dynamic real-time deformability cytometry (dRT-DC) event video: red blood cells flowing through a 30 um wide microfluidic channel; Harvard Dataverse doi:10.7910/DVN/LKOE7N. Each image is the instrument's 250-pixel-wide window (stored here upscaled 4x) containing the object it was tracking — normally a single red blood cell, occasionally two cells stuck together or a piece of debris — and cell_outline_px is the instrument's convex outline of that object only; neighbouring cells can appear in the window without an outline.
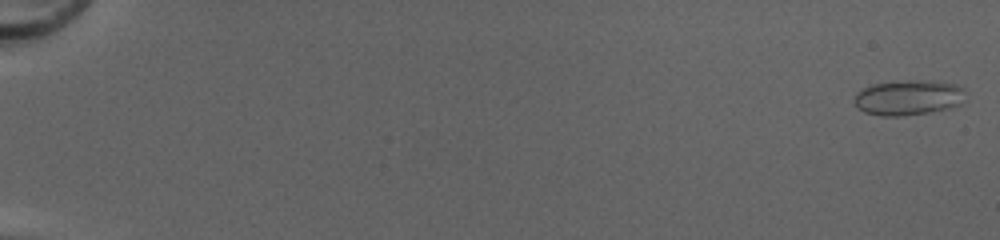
{"species": "common noctule bat (a hibernating species)", "species_latin": "Nyctalus noctula", "temperature_condition": "cold", "stored_images_in_passage": 51, "camera_frame_rate_fps": 3000, "um_per_image_px": 0.085, "animal": {"sex": "female", "body_mass_g": 20.0, "forearm_length_mm": 54.0}, "frame": {"image": 1, "passage_image": 1, "time_ms": 0.0, "image_size_px": [1000, 240], "cell_outline_px": [[964, 104], [948, 108], [928, 112], [904, 116], [880, 116], [864, 112], [856, 108], [856, 92], [872, 84], [892, 80], [932, 80], [956, 84], [964, 88]], "centroid_in_image_um": [77.23, 8.28], "position_along_channel_um": 7.8, "area_um2": 23.24}}
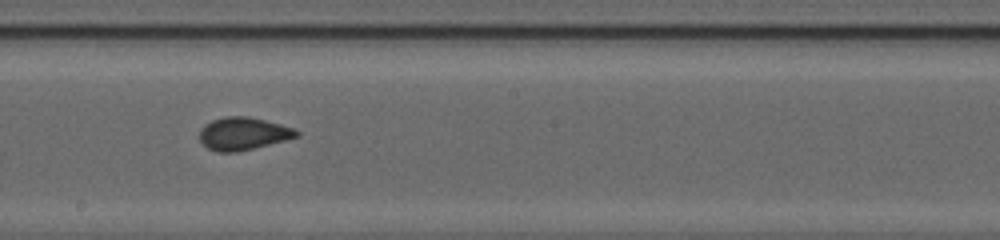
{"frame": {"image": 2, "passage_image": 31, "time_ms": 10.0, "image_size_px": [1000, 240], "cell_outline_px": [[300, 136], [236, 152], [216, 152], [208, 148], [200, 140], [200, 128], [204, 124], [212, 120], [224, 116], [248, 116], [296, 128], [300, 132]], "centroid_in_image_um": [20.66, 11.35], "position_along_channel_um": 227.5, "area_um2": 18.44}}
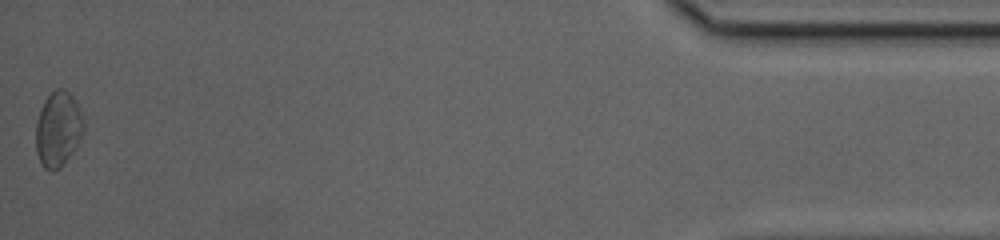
{"frame": {"image": 3, "passage_image": 51, "time_ms": 16.667, "image_size_px": [1000, 240], "cell_outline_px": [[84, 132], [76, 148], [60, 168], [52, 172], [48, 172], [40, 164], [36, 152], [36, 124], [40, 108], [44, 100], [56, 88], [64, 88], [76, 100], [84, 120]], "centroid_in_image_um": [4.94, 10.99], "position_along_channel_um": 430.3, "area_um2": 21.33}, "authors_computed_cell_mechanics": {"area_um2": 18.496, "velocity_mm_per_s": 4.227, "shape_relaxation_time_tau1_ms": 5.2678, "shape_relaxation_time_tau2_ms": 0.7005, "deformation_change_tau1": 0.1087, "deformation_change_tau2": 0.0529}}